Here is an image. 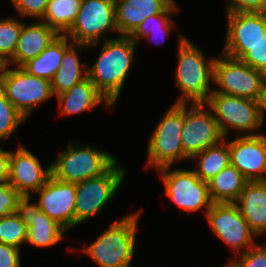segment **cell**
Returning <instances> with one entry per match:
<instances>
[{
  "instance_id": "obj_1",
  "label": "cell",
  "mask_w": 266,
  "mask_h": 267,
  "mask_svg": "<svg viewBox=\"0 0 266 267\" xmlns=\"http://www.w3.org/2000/svg\"><path fill=\"white\" fill-rule=\"evenodd\" d=\"M98 45L102 47L96 61L87 66L88 77L114 107L132 69L138 44L129 36H117L89 44L88 48H96Z\"/></svg>"
},
{
  "instance_id": "obj_2",
  "label": "cell",
  "mask_w": 266,
  "mask_h": 267,
  "mask_svg": "<svg viewBox=\"0 0 266 267\" xmlns=\"http://www.w3.org/2000/svg\"><path fill=\"white\" fill-rule=\"evenodd\" d=\"M177 35L179 36L174 80L181 93L173 104L206 103L214 88L211 84L216 57H206L205 51L190 38L181 33Z\"/></svg>"
},
{
  "instance_id": "obj_3",
  "label": "cell",
  "mask_w": 266,
  "mask_h": 267,
  "mask_svg": "<svg viewBox=\"0 0 266 267\" xmlns=\"http://www.w3.org/2000/svg\"><path fill=\"white\" fill-rule=\"evenodd\" d=\"M141 210L114 220L96 240L84 244L78 251L89 256L99 267H131L139 250L136 240Z\"/></svg>"
},
{
  "instance_id": "obj_4",
  "label": "cell",
  "mask_w": 266,
  "mask_h": 267,
  "mask_svg": "<svg viewBox=\"0 0 266 267\" xmlns=\"http://www.w3.org/2000/svg\"><path fill=\"white\" fill-rule=\"evenodd\" d=\"M97 147L70 140L51 162L52 176L63 182L78 183L103 175L119 160Z\"/></svg>"
},
{
  "instance_id": "obj_5",
  "label": "cell",
  "mask_w": 266,
  "mask_h": 267,
  "mask_svg": "<svg viewBox=\"0 0 266 267\" xmlns=\"http://www.w3.org/2000/svg\"><path fill=\"white\" fill-rule=\"evenodd\" d=\"M184 124V104H171L160 117L147 143L145 168L157 170L183 161H190L184 154L181 142Z\"/></svg>"
},
{
  "instance_id": "obj_6",
  "label": "cell",
  "mask_w": 266,
  "mask_h": 267,
  "mask_svg": "<svg viewBox=\"0 0 266 267\" xmlns=\"http://www.w3.org/2000/svg\"><path fill=\"white\" fill-rule=\"evenodd\" d=\"M224 138L258 135L264 123L257 100L212 92L206 102ZM236 132V133H234Z\"/></svg>"
},
{
  "instance_id": "obj_7",
  "label": "cell",
  "mask_w": 266,
  "mask_h": 267,
  "mask_svg": "<svg viewBox=\"0 0 266 267\" xmlns=\"http://www.w3.org/2000/svg\"><path fill=\"white\" fill-rule=\"evenodd\" d=\"M126 167L117 161L103 175L76 183L75 227L97 217L109 205L126 177Z\"/></svg>"
},
{
  "instance_id": "obj_8",
  "label": "cell",
  "mask_w": 266,
  "mask_h": 267,
  "mask_svg": "<svg viewBox=\"0 0 266 267\" xmlns=\"http://www.w3.org/2000/svg\"><path fill=\"white\" fill-rule=\"evenodd\" d=\"M164 185V196L184 213L199 212L206 215L211 207L208 183L202 181L192 169L165 166L155 170ZM202 211V212H200Z\"/></svg>"
},
{
  "instance_id": "obj_9",
  "label": "cell",
  "mask_w": 266,
  "mask_h": 267,
  "mask_svg": "<svg viewBox=\"0 0 266 267\" xmlns=\"http://www.w3.org/2000/svg\"><path fill=\"white\" fill-rule=\"evenodd\" d=\"M117 34L115 3L113 0H82L77 17L64 34L73 43L93 44L112 39Z\"/></svg>"
},
{
  "instance_id": "obj_10",
  "label": "cell",
  "mask_w": 266,
  "mask_h": 267,
  "mask_svg": "<svg viewBox=\"0 0 266 267\" xmlns=\"http://www.w3.org/2000/svg\"><path fill=\"white\" fill-rule=\"evenodd\" d=\"M265 74L222 52L214 62L213 92L259 100Z\"/></svg>"
},
{
  "instance_id": "obj_11",
  "label": "cell",
  "mask_w": 266,
  "mask_h": 267,
  "mask_svg": "<svg viewBox=\"0 0 266 267\" xmlns=\"http://www.w3.org/2000/svg\"><path fill=\"white\" fill-rule=\"evenodd\" d=\"M0 89L26 120L39 105L55 97L51 81L30 75L15 66H8L0 77Z\"/></svg>"
},
{
  "instance_id": "obj_12",
  "label": "cell",
  "mask_w": 266,
  "mask_h": 267,
  "mask_svg": "<svg viewBox=\"0 0 266 267\" xmlns=\"http://www.w3.org/2000/svg\"><path fill=\"white\" fill-rule=\"evenodd\" d=\"M205 219L212 233L235 256L246 252L257 243V236L234 203H212Z\"/></svg>"
},
{
  "instance_id": "obj_13",
  "label": "cell",
  "mask_w": 266,
  "mask_h": 267,
  "mask_svg": "<svg viewBox=\"0 0 266 267\" xmlns=\"http://www.w3.org/2000/svg\"><path fill=\"white\" fill-rule=\"evenodd\" d=\"M223 139L213 112L206 103L184 104L181 142L189 159Z\"/></svg>"
},
{
  "instance_id": "obj_14",
  "label": "cell",
  "mask_w": 266,
  "mask_h": 267,
  "mask_svg": "<svg viewBox=\"0 0 266 267\" xmlns=\"http://www.w3.org/2000/svg\"><path fill=\"white\" fill-rule=\"evenodd\" d=\"M226 34L222 53L240 59L249 47L266 37V12L225 13Z\"/></svg>"
},
{
  "instance_id": "obj_15",
  "label": "cell",
  "mask_w": 266,
  "mask_h": 267,
  "mask_svg": "<svg viewBox=\"0 0 266 267\" xmlns=\"http://www.w3.org/2000/svg\"><path fill=\"white\" fill-rule=\"evenodd\" d=\"M33 195L41 211L67 232L75 228L76 183L63 182L52 175Z\"/></svg>"
},
{
  "instance_id": "obj_16",
  "label": "cell",
  "mask_w": 266,
  "mask_h": 267,
  "mask_svg": "<svg viewBox=\"0 0 266 267\" xmlns=\"http://www.w3.org/2000/svg\"><path fill=\"white\" fill-rule=\"evenodd\" d=\"M41 163L35 153L18 142L15 151H10L8 182L22 196H32L52 175L51 163L45 168Z\"/></svg>"
},
{
  "instance_id": "obj_17",
  "label": "cell",
  "mask_w": 266,
  "mask_h": 267,
  "mask_svg": "<svg viewBox=\"0 0 266 267\" xmlns=\"http://www.w3.org/2000/svg\"><path fill=\"white\" fill-rule=\"evenodd\" d=\"M16 214L28 227L25 244L43 249L65 240L67 231L40 210L33 196H23L20 199Z\"/></svg>"
},
{
  "instance_id": "obj_18",
  "label": "cell",
  "mask_w": 266,
  "mask_h": 267,
  "mask_svg": "<svg viewBox=\"0 0 266 267\" xmlns=\"http://www.w3.org/2000/svg\"><path fill=\"white\" fill-rule=\"evenodd\" d=\"M224 138L228 142L230 164L248 181H266V134Z\"/></svg>"
},
{
  "instance_id": "obj_19",
  "label": "cell",
  "mask_w": 266,
  "mask_h": 267,
  "mask_svg": "<svg viewBox=\"0 0 266 267\" xmlns=\"http://www.w3.org/2000/svg\"><path fill=\"white\" fill-rule=\"evenodd\" d=\"M60 117L79 115L92 111L103 105L108 111L114 107L97 90L94 83L87 76L81 82L74 84L68 91L56 95Z\"/></svg>"
},
{
  "instance_id": "obj_20",
  "label": "cell",
  "mask_w": 266,
  "mask_h": 267,
  "mask_svg": "<svg viewBox=\"0 0 266 267\" xmlns=\"http://www.w3.org/2000/svg\"><path fill=\"white\" fill-rule=\"evenodd\" d=\"M59 34L42 21L23 22L14 56L9 66L21 67L40 55Z\"/></svg>"
},
{
  "instance_id": "obj_21",
  "label": "cell",
  "mask_w": 266,
  "mask_h": 267,
  "mask_svg": "<svg viewBox=\"0 0 266 267\" xmlns=\"http://www.w3.org/2000/svg\"><path fill=\"white\" fill-rule=\"evenodd\" d=\"M175 0H123L115 3L120 36H129L147 17L162 14Z\"/></svg>"
},
{
  "instance_id": "obj_22",
  "label": "cell",
  "mask_w": 266,
  "mask_h": 267,
  "mask_svg": "<svg viewBox=\"0 0 266 267\" xmlns=\"http://www.w3.org/2000/svg\"><path fill=\"white\" fill-rule=\"evenodd\" d=\"M234 204L257 237L266 233V181H248Z\"/></svg>"
},
{
  "instance_id": "obj_23",
  "label": "cell",
  "mask_w": 266,
  "mask_h": 267,
  "mask_svg": "<svg viewBox=\"0 0 266 267\" xmlns=\"http://www.w3.org/2000/svg\"><path fill=\"white\" fill-rule=\"evenodd\" d=\"M86 49H88L86 44L72 43L64 51L61 66L51 80L54 96L68 91L74 84L88 76V63H81L79 57L81 52Z\"/></svg>"
},
{
  "instance_id": "obj_24",
  "label": "cell",
  "mask_w": 266,
  "mask_h": 267,
  "mask_svg": "<svg viewBox=\"0 0 266 267\" xmlns=\"http://www.w3.org/2000/svg\"><path fill=\"white\" fill-rule=\"evenodd\" d=\"M73 42L65 35L57 36L36 58L21 66L28 74L51 81L60 68L64 51Z\"/></svg>"
},
{
  "instance_id": "obj_25",
  "label": "cell",
  "mask_w": 266,
  "mask_h": 267,
  "mask_svg": "<svg viewBox=\"0 0 266 267\" xmlns=\"http://www.w3.org/2000/svg\"><path fill=\"white\" fill-rule=\"evenodd\" d=\"M248 180L232 164L222 169L208 183L212 203H234Z\"/></svg>"
},
{
  "instance_id": "obj_26",
  "label": "cell",
  "mask_w": 266,
  "mask_h": 267,
  "mask_svg": "<svg viewBox=\"0 0 266 267\" xmlns=\"http://www.w3.org/2000/svg\"><path fill=\"white\" fill-rule=\"evenodd\" d=\"M190 161H194L196 164L193 168L195 174L202 181L208 182L230 164L228 142L223 139L218 144L197 153Z\"/></svg>"
},
{
  "instance_id": "obj_27",
  "label": "cell",
  "mask_w": 266,
  "mask_h": 267,
  "mask_svg": "<svg viewBox=\"0 0 266 267\" xmlns=\"http://www.w3.org/2000/svg\"><path fill=\"white\" fill-rule=\"evenodd\" d=\"M82 0H48L47 9L41 20L59 35H64L74 23Z\"/></svg>"
},
{
  "instance_id": "obj_28",
  "label": "cell",
  "mask_w": 266,
  "mask_h": 267,
  "mask_svg": "<svg viewBox=\"0 0 266 267\" xmlns=\"http://www.w3.org/2000/svg\"><path fill=\"white\" fill-rule=\"evenodd\" d=\"M28 227L16 213L0 218V243L21 249L27 240Z\"/></svg>"
},
{
  "instance_id": "obj_29",
  "label": "cell",
  "mask_w": 266,
  "mask_h": 267,
  "mask_svg": "<svg viewBox=\"0 0 266 267\" xmlns=\"http://www.w3.org/2000/svg\"><path fill=\"white\" fill-rule=\"evenodd\" d=\"M25 122L26 118L13 106L0 89V142L2 141L4 144Z\"/></svg>"
},
{
  "instance_id": "obj_30",
  "label": "cell",
  "mask_w": 266,
  "mask_h": 267,
  "mask_svg": "<svg viewBox=\"0 0 266 267\" xmlns=\"http://www.w3.org/2000/svg\"><path fill=\"white\" fill-rule=\"evenodd\" d=\"M23 22L15 16L0 19V54L9 61L17 48Z\"/></svg>"
},
{
  "instance_id": "obj_31",
  "label": "cell",
  "mask_w": 266,
  "mask_h": 267,
  "mask_svg": "<svg viewBox=\"0 0 266 267\" xmlns=\"http://www.w3.org/2000/svg\"><path fill=\"white\" fill-rule=\"evenodd\" d=\"M179 10L180 8L175 0L162 14L152 15L145 18L129 37L139 44L138 42L147 36L150 31L165 28L173 20V14H177Z\"/></svg>"
},
{
  "instance_id": "obj_32",
  "label": "cell",
  "mask_w": 266,
  "mask_h": 267,
  "mask_svg": "<svg viewBox=\"0 0 266 267\" xmlns=\"http://www.w3.org/2000/svg\"><path fill=\"white\" fill-rule=\"evenodd\" d=\"M229 260L225 263L227 267H266V241L256 243L246 252Z\"/></svg>"
},
{
  "instance_id": "obj_33",
  "label": "cell",
  "mask_w": 266,
  "mask_h": 267,
  "mask_svg": "<svg viewBox=\"0 0 266 267\" xmlns=\"http://www.w3.org/2000/svg\"><path fill=\"white\" fill-rule=\"evenodd\" d=\"M10 2L18 13L19 19L27 18L36 21L43 19L48 4V0H11Z\"/></svg>"
},
{
  "instance_id": "obj_34",
  "label": "cell",
  "mask_w": 266,
  "mask_h": 267,
  "mask_svg": "<svg viewBox=\"0 0 266 267\" xmlns=\"http://www.w3.org/2000/svg\"><path fill=\"white\" fill-rule=\"evenodd\" d=\"M23 196L8 182H0V218L16 213Z\"/></svg>"
},
{
  "instance_id": "obj_35",
  "label": "cell",
  "mask_w": 266,
  "mask_h": 267,
  "mask_svg": "<svg viewBox=\"0 0 266 267\" xmlns=\"http://www.w3.org/2000/svg\"><path fill=\"white\" fill-rule=\"evenodd\" d=\"M240 60L266 75V37L258 44L249 47V51Z\"/></svg>"
},
{
  "instance_id": "obj_36",
  "label": "cell",
  "mask_w": 266,
  "mask_h": 267,
  "mask_svg": "<svg viewBox=\"0 0 266 267\" xmlns=\"http://www.w3.org/2000/svg\"><path fill=\"white\" fill-rule=\"evenodd\" d=\"M225 12H266V0H227Z\"/></svg>"
},
{
  "instance_id": "obj_37",
  "label": "cell",
  "mask_w": 266,
  "mask_h": 267,
  "mask_svg": "<svg viewBox=\"0 0 266 267\" xmlns=\"http://www.w3.org/2000/svg\"><path fill=\"white\" fill-rule=\"evenodd\" d=\"M21 249L0 243V267H21Z\"/></svg>"
},
{
  "instance_id": "obj_38",
  "label": "cell",
  "mask_w": 266,
  "mask_h": 267,
  "mask_svg": "<svg viewBox=\"0 0 266 267\" xmlns=\"http://www.w3.org/2000/svg\"><path fill=\"white\" fill-rule=\"evenodd\" d=\"M173 28H176L175 21L172 20L165 28L156 31H150V33L145 36L143 39L146 42L153 43V45L164 44L165 41L170 37L171 31H174Z\"/></svg>"
},
{
  "instance_id": "obj_39",
  "label": "cell",
  "mask_w": 266,
  "mask_h": 267,
  "mask_svg": "<svg viewBox=\"0 0 266 267\" xmlns=\"http://www.w3.org/2000/svg\"><path fill=\"white\" fill-rule=\"evenodd\" d=\"M10 150L0 146V182L9 180Z\"/></svg>"
},
{
  "instance_id": "obj_40",
  "label": "cell",
  "mask_w": 266,
  "mask_h": 267,
  "mask_svg": "<svg viewBox=\"0 0 266 267\" xmlns=\"http://www.w3.org/2000/svg\"><path fill=\"white\" fill-rule=\"evenodd\" d=\"M258 103H259L260 113L262 115L263 120L265 121L266 120V76L262 83L261 94H260Z\"/></svg>"
},
{
  "instance_id": "obj_41",
  "label": "cell",
  "mask_w": 266,
  "mask_h": 267,
  "mask_svg": "<svg viewBox=\"0 0 266 267\" xmlns=\"http://www.w3.org/2000/svg\"><path fill=\"white\" fill-rule=\"evenodd\" d=\"M8 61L0 54V77L6 72Z\"/></svg>"
},
{
  "instance_id": "obj_42",
  "label": "cell",
  "mask_w": 266,
  "mask_h": 267,
  "mask_svg": "<svg viewBox=\"0 0 266 267\" xmlns=\"http://www.w3.org/2000/svg\"><path fill=\"white\" fill-rule=\"evenodd\" d=\"M114 3H117V2H120V1H123V0H113Z\"/></svg>"
}]
</instances>
